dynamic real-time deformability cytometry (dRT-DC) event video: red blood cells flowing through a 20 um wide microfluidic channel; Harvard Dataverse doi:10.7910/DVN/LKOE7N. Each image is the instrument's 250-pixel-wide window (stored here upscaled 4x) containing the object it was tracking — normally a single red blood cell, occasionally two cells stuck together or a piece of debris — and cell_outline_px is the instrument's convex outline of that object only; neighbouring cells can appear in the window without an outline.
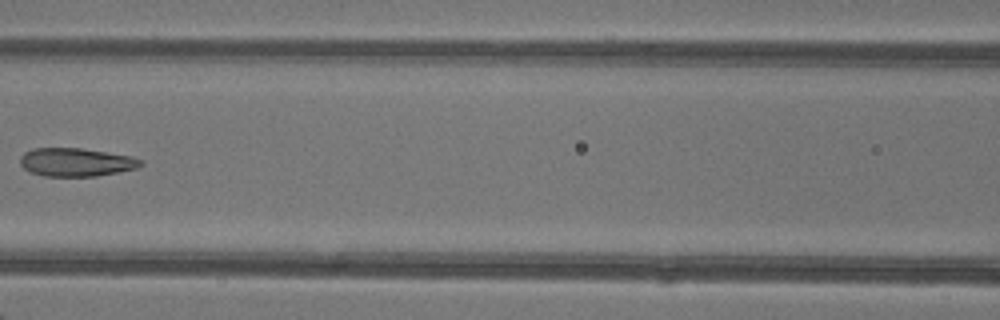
{"species": "common noctule bat (a hibernating species)", "species_latin": "Nyctalus noctula", "temperature_condition": "warm", "stored_images_in_passage": 5, "camera_frame_rate_fps": 3000, "um_per_image_px": 0.085, "animal": {"sex": "female"}, "frame": {"image": 1, "passage_image": 5, "time_ms": 5.667, "image_size_px": [1000, 320], "cell_outline_px": [[144, 164], [136, 168], [120, 172], [96, 176], [44, 176], [32, 172], [24, 168], [20, 164], [20, 156], [24, 152], [32, 148], [80, 148], [132, 156], [144, 160]], "centroid_in_image_um": [6.49, 13.78], "position_along_channel_um": 160.1, "area_um2": 20.0}}